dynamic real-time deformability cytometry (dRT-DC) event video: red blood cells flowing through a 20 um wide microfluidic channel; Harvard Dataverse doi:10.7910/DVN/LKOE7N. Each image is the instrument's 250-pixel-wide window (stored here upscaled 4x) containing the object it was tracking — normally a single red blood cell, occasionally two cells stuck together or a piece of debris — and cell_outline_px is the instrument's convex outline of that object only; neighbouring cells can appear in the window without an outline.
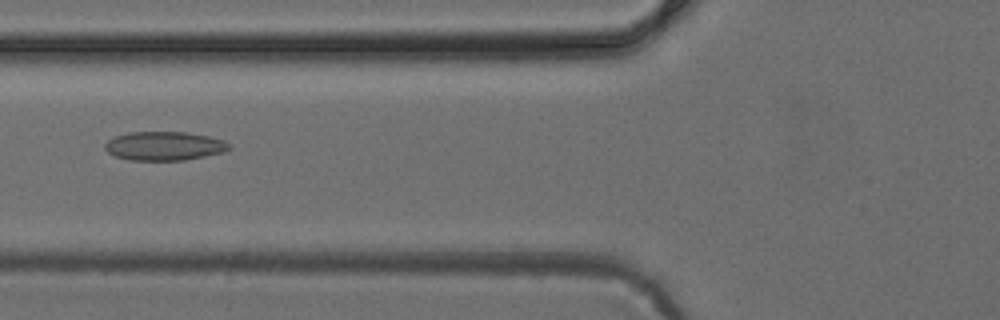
{"species": "common noctule bat (a hibernating species)", "species_latin": "Nyctalus noctula", "temperature_condition": "cold", "stored_images_in_passage": 33, "camera_frame_rate_fps": 3000, "um_per_image_px": 0.085, "animal": {"sex": "female", "body_mass_g": 24.6, "forearm_length_mm": 56.2}, "frame": {"image": 1, "passage_image": 4, "time_ms": 1.0, "image_size_px": [1000, 320], "cell_outline_px": [[232, 148], [224, 152], [184, 160], [128, 160], [116, 156], [108, 152], [104, 148], [104, 144], [108, 140], [116, 136], [128, 132], [188, 132], [208, 136], [224, 140], [232, 144]], "centroid_in_image_um": [13.99, 12.4], "position_along_channel_um": 111.8, "area_um2": 20.98}}
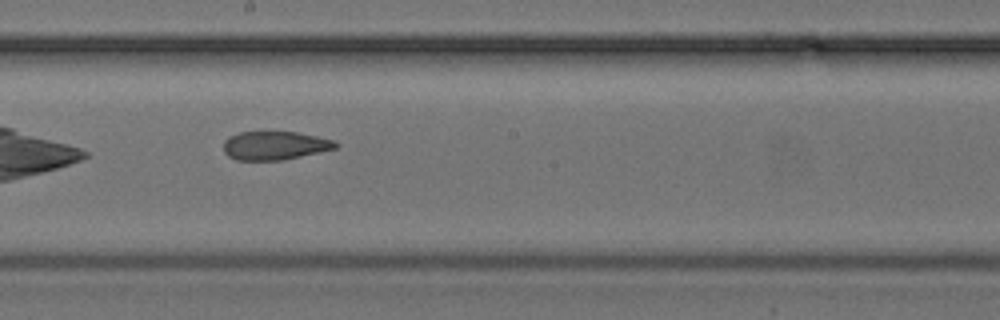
{"frame": {"image": 2, "passage_image": 12, "time_ms": 3.667, "image_size_px": [1000, 320], "cell_outline_px": [[340, 144], [336, 148], [320, 152], [284, 160], [236, 160], [228, 156], [224, 152], [224, 140], [228, 136], [240, 132], [296, 132], [336, 140]], "centroid_in_image_um": [23.37, 12.37], "position_along_channel_um": 224.8, "area_um2": 18.79}}
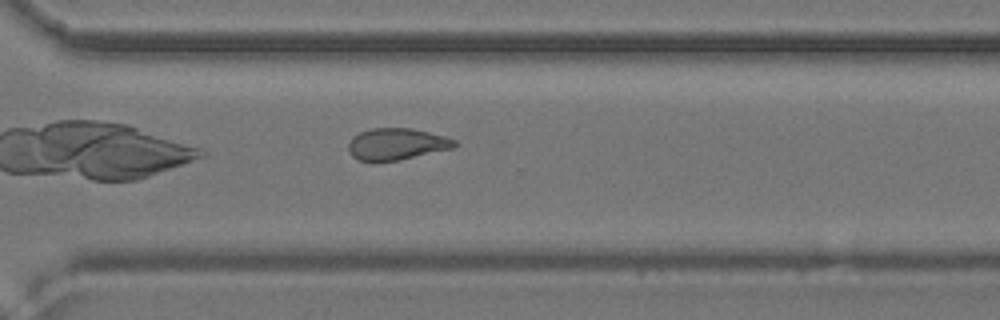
{"frame": {"image": 3, "passage_image": 20, "time_ms": 6.333, "image_size_px": [1000, 320], "cell_outline_px": [[460, 144], [452, 148], [400, 160], [372, 164], [360, 160], [352, 156], [348, 152], [348, 144], [352, 136], [360, 132], [372, 128], [412, 128], [444, 136], [456, 140]], "centroid_in_image_um": [33.67, 12.27], "position_along_channel_um": 336.9, "area_um2": 20.06}}